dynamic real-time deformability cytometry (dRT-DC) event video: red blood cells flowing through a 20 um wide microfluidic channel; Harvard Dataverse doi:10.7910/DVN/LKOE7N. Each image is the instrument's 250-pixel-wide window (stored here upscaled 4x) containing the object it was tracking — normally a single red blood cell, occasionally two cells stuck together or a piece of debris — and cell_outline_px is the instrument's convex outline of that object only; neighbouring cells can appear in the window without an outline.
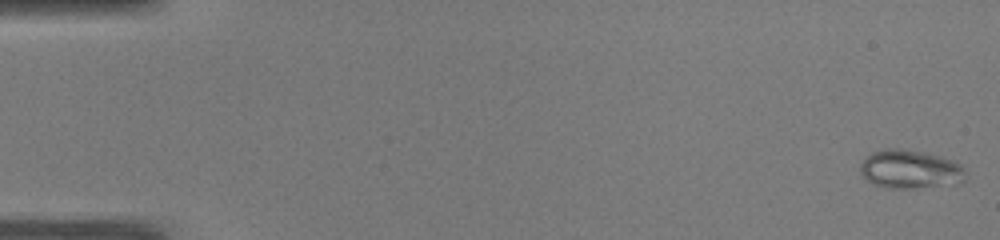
{"species": "common noctule bat (a hibernating species)", "species_latin": "Nyctalus noctula", "temperature_condition": "warm", "stored_images_in_passage": 49, "camera_frame_rate_fps": 3000, "um_per_image_px": 0.085, "animal": {"sex": "male", "body_mass_g": 19.0, "forearm_length_mm": 50.8}, "frame": {"image": 1, "passage_image": 1, "time_ms": 0.0, "image_size_px": [1000, 240], "cell_outline_px": [[964, 180], [916, 188], [884, 188], [872, 184], [860, 172], [860, 164], [872, 152], [888, 148], [900, 148], [924, 152], [956, 160], [964, 168]], "centroid_in_image_um": [77.31, 14.37], "position_along_channel_um": 7.7, "area_um2": 23.41}}
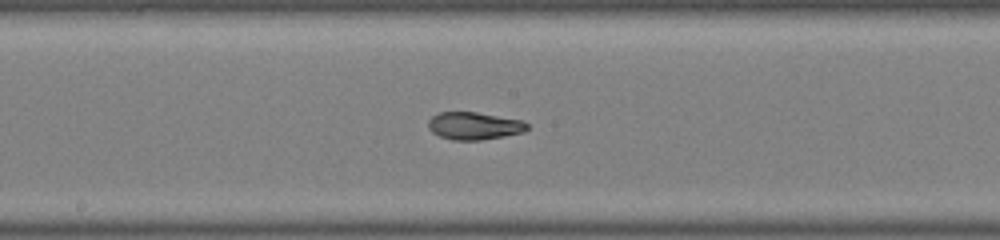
{"frame": {"image": 2, "passage_image": 27, "time_ms": 8.667, "image_size_px": [1000, 240], "cell_outline_px": [[528, 128], [524, 132], [504, 136], [480, 140], [452, 140], [440, 136], [432, 132], [428, 128], [428, 120], [432, 116], [440, 112], [476, 112], [520, 120], [528, 124]], "centroid_in_image_um": [40.27, 10.7], "position_along_channel_um": 207.9, "area_um2": 15.78}}
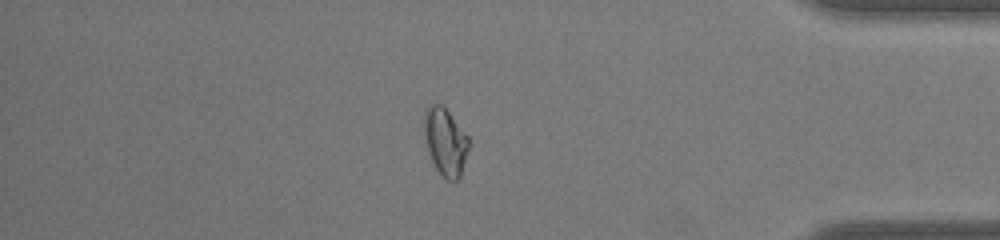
{"frame": {"image": 3, "passage_image": 43, "time_ms": 14.0, "image_size_px": [1000, 240], "cell_outline_px": [[468, 148], [460, 176], [456, 180], [448, 180], [436, 168], [432, 160], [424, 136], [424, 112], [428, 104], [440, 104], [448, 112], [468, 136]], "centroid_in_image_um": [37.83, 12.01], "position_along_channel_um": 397.4, "area_um2": 16.99}, "authors_computed_cell_mechanics": {"area_um2": 17.051, "velocity_mm_per_s": 4.0881, "shape_relaxation_time_tau1_ms": null, "shape_relaxation_time_tau2_ms": 1.6827, "deformation_change_tau1": null, "deformation_change_tau2": 0.0528}}